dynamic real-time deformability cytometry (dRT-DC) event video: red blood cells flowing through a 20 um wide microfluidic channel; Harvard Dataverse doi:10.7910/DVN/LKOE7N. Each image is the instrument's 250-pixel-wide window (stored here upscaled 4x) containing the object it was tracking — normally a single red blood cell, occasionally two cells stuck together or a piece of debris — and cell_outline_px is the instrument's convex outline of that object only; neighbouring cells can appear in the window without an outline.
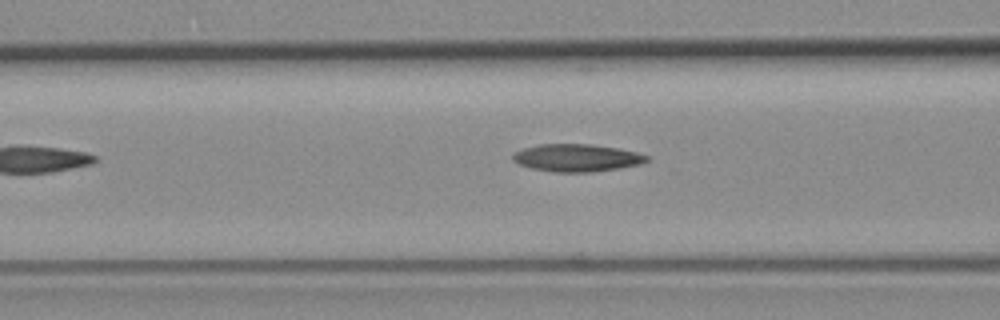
{"species": "common noctule bat (a hibernating species)", "species_latin": "Nyctalus noctula", "temperature_condition": "room temperature", "stored_images_in_passage": 6, "camera_frame_rate_fps": 3000, "um_per_image_px": 0.085, "animal": {"sex": "female", "body_mass_g": 19.3, "forearm_length_mm": 54.1}, "frame": {"image": 1, "passage_image": 6, "time_ms": 6.0, "image_size_px": [1000, 320], "cell_outline_px": [[652, 160], [640, 164], [620, 168], [592, 172], [552, 172], [532, 168], [520, 164], [512, 160], [512, 152], [524, 148], [540, 144], [592, 144], [616, 148], [636, 152], [648, 156]], "centroid_in_image_um": [49.03, 13.41], "position_along_channel_um": 117.6, "area_um2": 21.56}}